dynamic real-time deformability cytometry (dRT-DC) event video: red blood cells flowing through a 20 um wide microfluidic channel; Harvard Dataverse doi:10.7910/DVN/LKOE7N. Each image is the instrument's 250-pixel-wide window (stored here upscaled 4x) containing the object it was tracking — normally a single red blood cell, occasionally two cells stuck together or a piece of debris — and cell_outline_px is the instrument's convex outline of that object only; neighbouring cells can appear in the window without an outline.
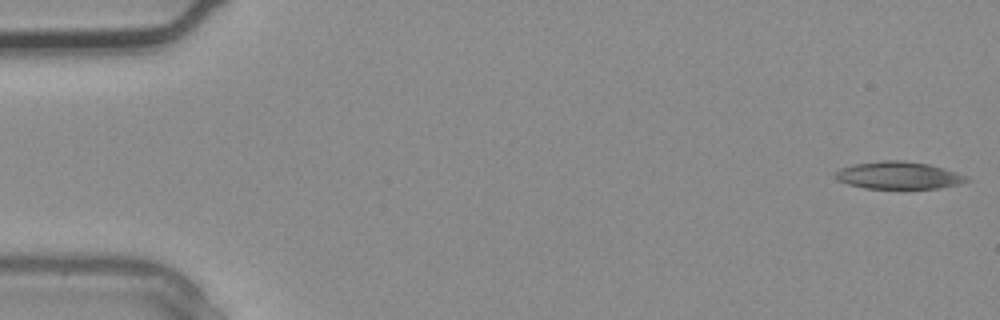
{"species": "common noctule bat (a hibernating species)", "species_latin": "Nyctalus noctula", "temperature_condition": "warm", "stored_images_in_passage": 3, "camera_frame_rate_fps": 3000, "um_per_image_px": 0.085, "animal": {"sex": "male", "body_mass_g": 20.4}, "frame": {"image": 1, "passage_image": 1, "time_ms": 0.0, "image_size_px": [1000, 320], "cell_outline_px": [[972, 180], [956, 184], [936, 188], [864, 188], [848, 184], [836, 180], [832, 176], [840, 168], [852, 164], [880, 160], [904, 160], [928, 164], [944, 168], [968, 176]], "centroid_in_image_um": [76.33, 14.89], "position_along_channel_um": 8.7, "area_um2": 21.04}}
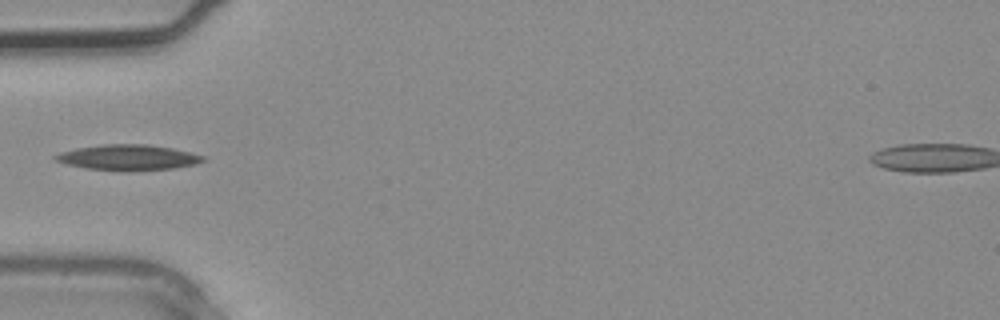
{"frame": {"image": 2, "passage_image": 3, "time_ms": 0.667, "image_size_px": [1000, 320], "cell_outline_px": [[204, 160], [196, 164], [172, 168], [84, 168], [68, 164], [56, 160], [52, 156], [60, 152], [76, 148], [104, 144], [148, 144], [172, 148], [204, 156]], "centroid_in_image_um": [10.86, 13.33], "position_along_channel_um": 74.1, "area_um2": 20.75}}